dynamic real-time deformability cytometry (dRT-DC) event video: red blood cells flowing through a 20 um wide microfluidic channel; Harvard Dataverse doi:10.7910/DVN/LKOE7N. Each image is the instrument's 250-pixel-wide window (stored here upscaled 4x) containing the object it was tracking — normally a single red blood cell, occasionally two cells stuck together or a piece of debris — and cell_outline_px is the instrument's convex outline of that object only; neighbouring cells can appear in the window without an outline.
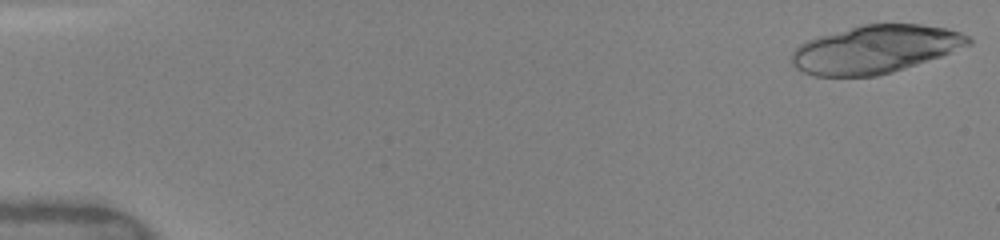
{"species": "human", "species_latin": "Homo sapiens", "temperature_condition": "warm", "stored_images_in_passage": 26, "camera_frame_rate_fps": 3000, "um_per_image_px": 0.085, "donor": {"sex": "female"}, "frame": {"image": 1, "passage_image": 1, "time_ms": 0.0, "image_size_px": [1000, 240], "cell_outline_px": [[972, 44], [940, 56], [892, 72], [876, 76], [812, 76], [796, 68], [792, 64], [792, 52], [800, 44], [816, 36], [864, 24], [920, 24], [948, 28], [960, 32], [968, 36], [972, 40]], "centroid_in_image_um": [74.39, 4.18], "position_along_channel_um": 10.6, "area_um2": 49.25}}